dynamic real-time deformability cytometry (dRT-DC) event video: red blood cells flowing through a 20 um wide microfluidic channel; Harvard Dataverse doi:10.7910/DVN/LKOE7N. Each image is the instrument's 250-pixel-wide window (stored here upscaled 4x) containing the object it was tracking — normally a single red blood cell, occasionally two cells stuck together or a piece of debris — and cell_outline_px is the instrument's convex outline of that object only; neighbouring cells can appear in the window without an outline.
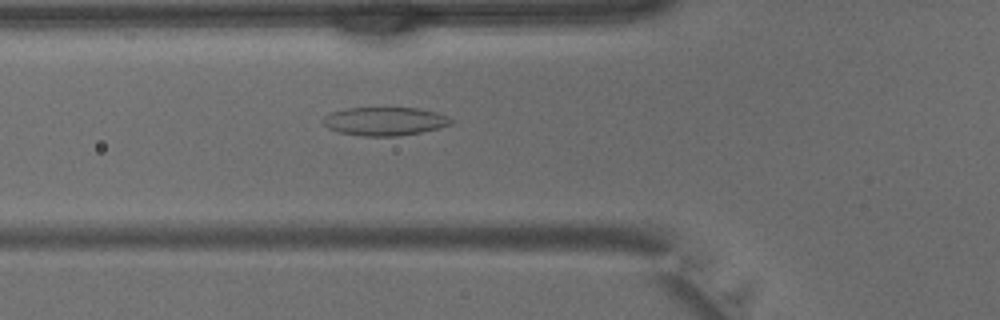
{"species": "common noctule bat (a hibernating species)", "species_latin": "Nyctalus noctula", "temperature_condition": "warm", "stored_images_in_passage": 31, "camera_frame_rate_fps": 3000, "um_per_image_px": 0.085, "animal": {"sex": "male", "body_mass_g": 15.6}, "frame": {"image": 1, "passage_image": 5, "time_ms": 1.333, "image_size_px": [1000, 320], "cell_outline_px": [[452, 124], [440, 128], [420, 132], [396, 136], [364, 136], [340, 132], [328, 128], [320, 120], [324, 116], [332, 112], [344, 108], [420, 108], [436, 112], [448, 116], [452, 120]], "centroid_in_image_um": [32.7, 10.3], "position_along_channel_um": 93.1, "area_um2": 21.21}}
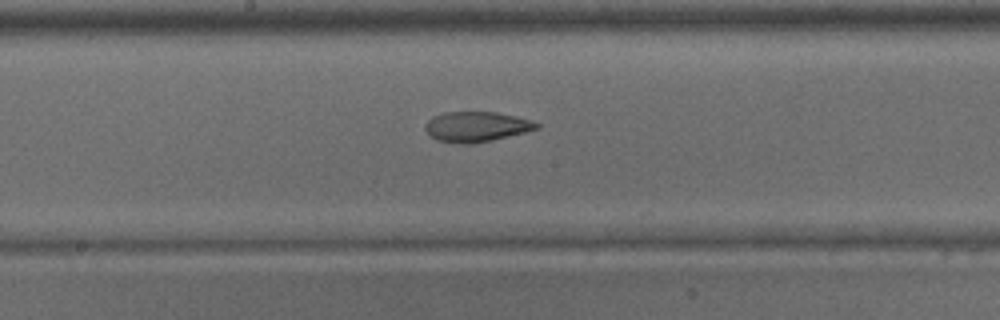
{"frame": {"image": 2, "passage_image": 12, "time_ms": 3.667, "image_size_px": [1000, 320], "cell_outline_px": [[540, 128], [492, 140], [472, 144], [460, 144], [436, 140], [428, 136], [424, 128], [424, 124], [432, 116], [444, 112], [496, 112], [516, 116], [532, 120], [540, 124]], "centroid_in_image_um": [40.45, 10.77], "position_along_channel_um": 207.7, "area_um2": 19.83}}
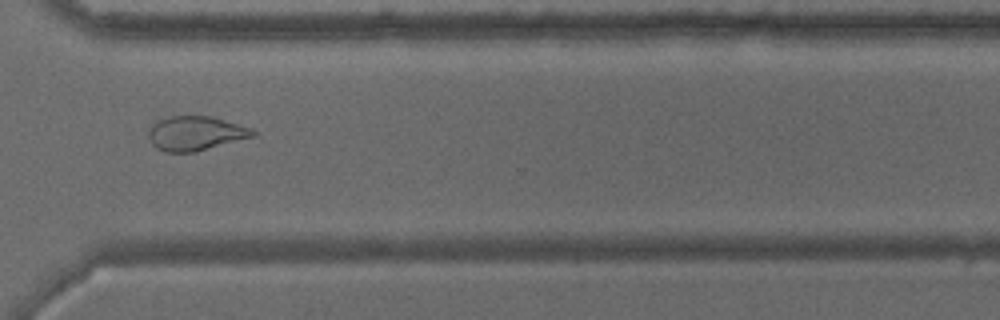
{"frame": {"image": 3, "passage_image": 21, "time_ms": 6.667, "image_size_px": [1000, 320], "cell_outline_px": [[256, 136], [196, 152], [164, 152], [156, 148], [152, 144], [148, 136], [148, 132], [152, 124], [164, 116], [212, 116], [252, 128], [256, 132]], "centroid_in_image_um": [16.62, 11.33], "position_along_channel_um": 354.0, "area_um2": 21.15}}